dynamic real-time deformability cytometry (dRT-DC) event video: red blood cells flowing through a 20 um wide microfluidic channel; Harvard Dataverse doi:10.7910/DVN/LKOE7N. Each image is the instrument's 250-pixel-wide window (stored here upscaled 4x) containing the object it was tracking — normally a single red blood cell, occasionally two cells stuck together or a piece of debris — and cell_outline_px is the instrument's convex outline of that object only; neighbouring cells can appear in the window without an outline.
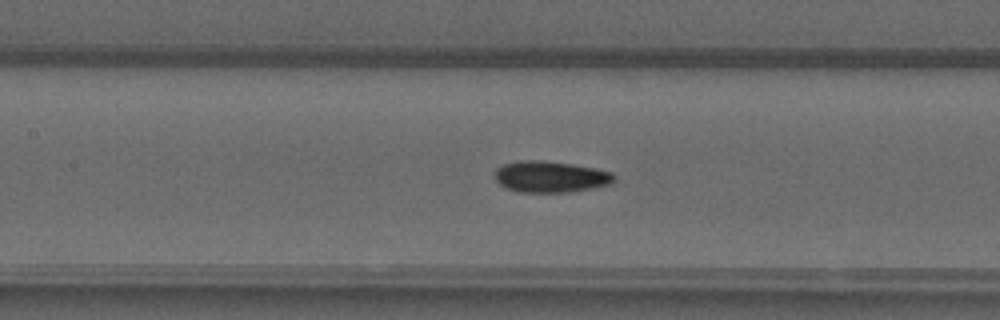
{"species": "common noctule bat (a hibernating species)", "species_latin": "Nyctalus noctula", "temperature_condition": "warm", "stored_images_in_passage": 51, "camera_frame_rate_fps": 3000, "um_per_image_px": 0.085, "animal": {"sex": "male", "forearm_length_mm": 52.5}, "frame": {"image": 1, "passage_image": 24, "time_ms": 7.667, "image_size_px": [1000, 320], "cell_outline_px": [[616, 180], [612, 184], [592, 188], [568, 192], [520, 192], [508, 188], [500, 184], [496, 180], [496, 168], [504, 164], [516, 160], [540, 160], [572, 164], [596, 168], [612, 172], [616, 176]], "centroid_in_image_um": [46.83, 15.01], "position_along_channel_um": 160.6, "area_um2": 21.85}}
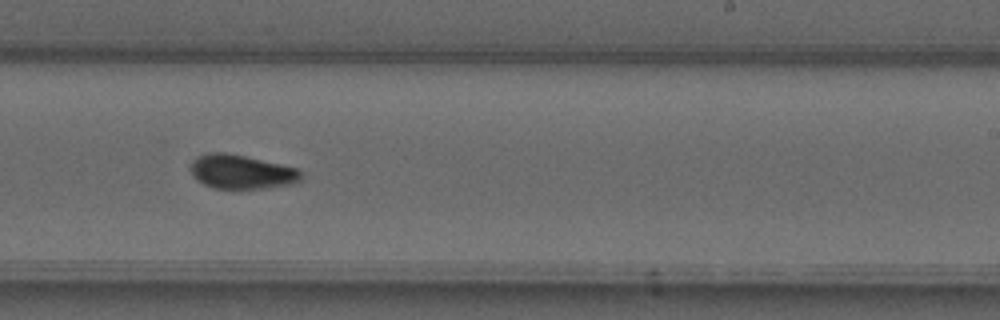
{"frame": {"image": 2, "passage_image": 32, "time_ms": 10.333, "image_size_px": [1000, 320], "cell_outline_px": [[300, 180], [292, 184], [264, 188], [212, 188], [196, 180], [192, 176], [188, 168], [192, 160], [200, 156], [212, 152], [224, 152], [244, 156], [280, 164], [296, 168], [300, 172]], "centroid_in_image_um": [20.45, 14.61], "position_along_channel_um": 268.5, "area_um2": 21.79}}
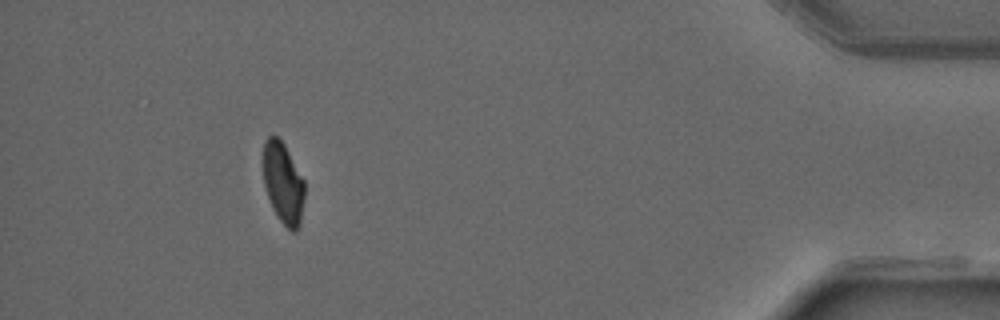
{"frame": {"image": 3, "passage_image": 47, "time_ms": 15.333, "image_size_px": [1000, 320], "cell_outline_px": [[304, 196], [300, 224], [296, 232], [292, 232], [276, 216], [272, 208], [264, 184], [260, 160], [264, 140], [268, 136], [276, 136], [284, 144], [304, 180]], "centroid_in_image_um": [24.02, 15.52], "position_along_channel_um": 411.2, "area_um2": 20.0}, "authors_computed_cell_mechanics": {"area_um2": 20.9814, "velocity_mm_per_s": 4.0671, "shape_relaxation_time_tau1_ms": 6.9412, "shape_relaxation_time_tau2_ms": 1.4965, "deformation_change_tau1": 0.2236, "deformation_change_tau2": 0.0452}}